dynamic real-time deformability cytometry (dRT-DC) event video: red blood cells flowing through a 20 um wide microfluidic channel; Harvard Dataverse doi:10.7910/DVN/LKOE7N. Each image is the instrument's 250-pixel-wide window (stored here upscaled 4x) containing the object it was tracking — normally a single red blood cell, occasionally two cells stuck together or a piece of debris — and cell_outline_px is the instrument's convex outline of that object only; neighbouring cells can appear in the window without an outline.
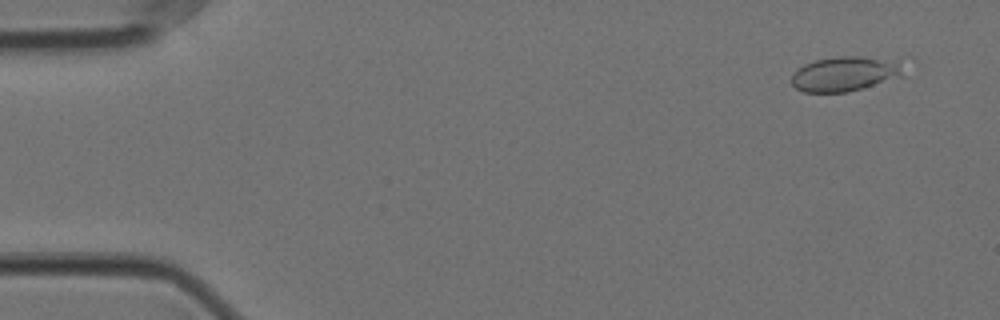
{"species": "Egyptian fruit bat (a non-hibernating species)", "species_latin": "Rousettus aegyptiacus", "temperature_condition": "cold", "stored_images_in_passage": 10, "camera_frame_rate_fps": 3000, "um_per_image_px": 0.085, "animal": {"sex": "female"}, "frame": {"image": 1, "passage_image": 4, "time_ms": 1.0, "image_size_px": [1000, 320], "cell_outline_px": [[904, 76], [848, 92], [804, 92], [796, 88], [792, 84], [792, 76], [804, 64], [816, 60], [836, 56], [860, 56], [896, 64]], "centroid_in_image_um": [71.7, 6.31], "position_along_channel_um": 13.3, "area_um2": 21.73}}